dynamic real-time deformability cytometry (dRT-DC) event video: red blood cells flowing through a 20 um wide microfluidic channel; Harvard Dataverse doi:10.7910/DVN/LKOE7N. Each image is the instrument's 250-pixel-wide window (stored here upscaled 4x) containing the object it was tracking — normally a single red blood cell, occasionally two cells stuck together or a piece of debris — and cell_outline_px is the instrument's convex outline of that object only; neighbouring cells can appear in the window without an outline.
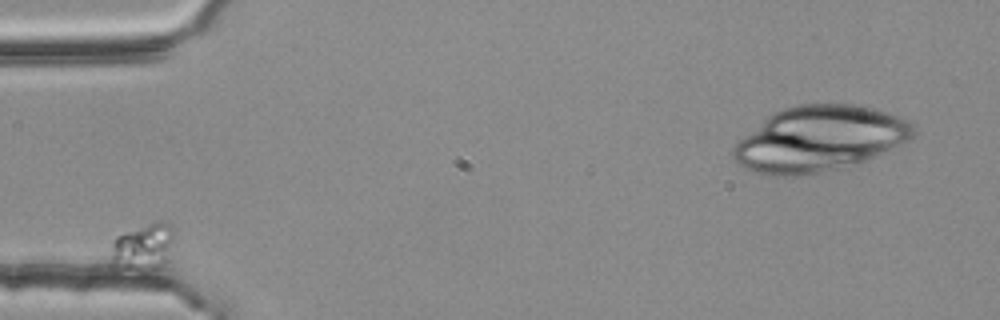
{"species": "common noctule bat (a hibernating species)", "species_latin": "Nyctalus noctula", "temperature_condition": "room temperature", "stored_images_in_passage": 3, "camera_frame_rate_fps": 3000, "um_per_image_px": 0.085, "animal": {"sex": "female", "body_mass_g": 25.1}, "frame": {"image": 1, "passage_image": 1, "time_ms": 0.0, "image_size_px": [1000, 320], "cell_outline_px": [[176, 228], [164, 264], [116, 272], [112, 272], [112, 244], [116, 236], [156, 220], [164, 220], [172, 224]], "centroid_in_image_um": [12.12, 20.94], "position_along_channel_um": 72.9, "area_um2": 17.22}}